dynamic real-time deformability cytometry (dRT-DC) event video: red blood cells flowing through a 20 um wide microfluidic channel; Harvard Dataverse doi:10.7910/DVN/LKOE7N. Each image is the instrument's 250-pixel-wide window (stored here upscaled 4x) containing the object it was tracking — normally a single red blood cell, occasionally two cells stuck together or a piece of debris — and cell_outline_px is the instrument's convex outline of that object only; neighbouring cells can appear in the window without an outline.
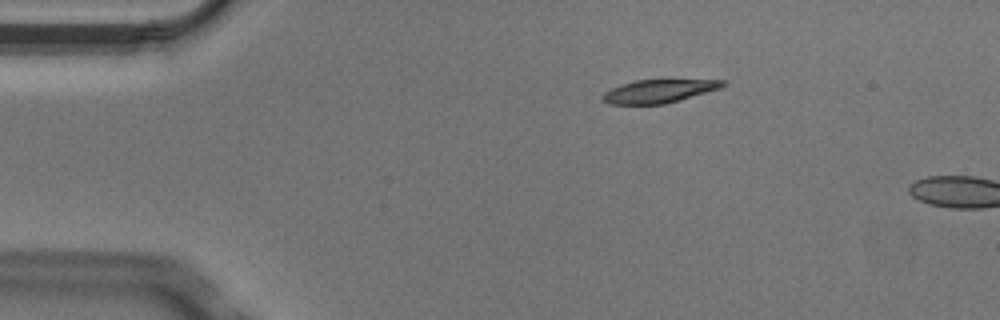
{"species": "Egyptian fruit bat (a non-hibernating species)", "species_latin": "Rousettus aegyptiacus", "temperature_condition": "cold", "stored_images_in_passage": 4, "camera_frame_rate_fps": 3000, "um_per_image_px": 0.085, "animal": {"sex": "male"}, "frame": {"image": 1, "passage_image": 3, "time_ms": 0.667, "image_size_px": [1000, 320], "cell_outline_px": [[728, 84], [720, 88], [680, 100], [664, 104], [608, 104], [600, 100], [600, 96], [604, 92], [620, 84], [636, 80], [728, 80]], "centroid_in_image_um": [55.97, 7.75], "position_along_channel_um": 29.0, "area_um2": 16.36}}